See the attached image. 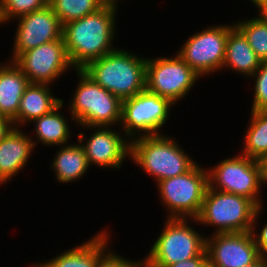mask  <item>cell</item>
Segmentation results:
<instances>
[{
  "label": "cell",
  "mask_w": 267,
  "mask_h": 267,
  "mask_svg": "<svg viewBox=\"0 0 267 267\" xmlns=\"http://www.w3.org/2000/svg\"><path fill=\"white\" fill-rule=\"evenodd\" d=\"M117 8L103 6L79 20L63 25L62 37L71 65L83 69L89 62L115 50Z\"/></svg>",
  "instance_id": "cell-1"
},
{
  "label": "cell",
  "mask_w": 267,
  "mask_h": 267,
  "mask_svg": "<svg viewBox=\"0 0 267 267\" xmlns=\"http://www.w3.org/2000/svg\"><path fill=\"white\" fill-rule=\"evenodd\" d=\"M146 60L142 55L117 47L81 70L123 101L146 88Z\"/></svg>",
  "instance_id": "cell-2"
},
{
  "label": "cell",
  "mask_w": 267,
  "mask_h": 267,
  "mask_svg": "<svg viewBox=\"0 0 267 267\" xmlns=\"http://www.w3.org/2000/svg\"><path fill=\"white\" fill-rule=\"evenodd\" d=\"M181 147L165 134L141 136L131 140L130 159L157 183L181 175L197 163Z\"/></svg>",
  "instance_id": "cell-3"
},
{
  "label": "cell",
  "mask_w": 267,
  "mask_h": 267,
  "mask_svg": "<svg viewBox=\"0 0 267 267\" xmlns=\"http://www.w3.org/2000/svg\"><path fill=\"white\" fill-rule=\"evenodd\" d=\"M74 71L79 79L73 98L67 106L71 114L70 120L76 123V126H120L122 101L96 84L82 70Z\"/></svg>",
  "instance_id": "cell-4"
},
{
  "label": "cell",
  "mask_w": 267,
  "mask_h": 267,
  "mask_svg": "<svg viewBox=\"0 0 267 267\" xmlns=\"http://www.w3.org/2000/svg\"><path fill=\"white\" fill-rule=\"evenodd\" d=\"M259 207L247 197L217 191L208 186L200 214L188 219L196 224L215 227L212 233L250 232Z\"/></svg>",
  "instance_id": "cell-5"
},
{
  "label": "cell",
  "mask_w": 267,
  "mask_h": 267,
  "mask_svg": "<svg viewBox=\"0 0 267 267\" xmlns=\"http://www.w3.org/2000/svg\"><path fill=\"white\" fill-rule=\"evenodd\" d=\"M188 219L167 218L143 259L144 267H166L198 256L206 248V236Z\"/></svg>",
  "instance_id": "cell-6"
},
{
  "label": "cell",
  "mask_w": 267,
  "mask_h": 267,
  "mask_svg": "<svg viewBox=\"0 0 267 267\" xmlns=\"http://www.w3.org/2000/svg\"><path fill=\"white\" fill-rule=\"evenodd\" d=\"M156 185L167 218L196 219L209 186L207 168L197 162L189 171Z\"/></svg>",
  "instance_id": "cell-7"
},
{
  "label": "cell",
  "mask_w": 267,
  "mask_h": 267,
  "mask_svg": "<svg viewBox=\"0 0 267 267\" xmlns=\"http://www.w3.org/2000/svg\"><path fill=\"white\" fill-rule=\"evenodd\" d=\"M175 105L146 88L122 101L121 122L119 129L130 139L141 136L163 135L162 127L169 117L170 109Z\"/></svg>",
  "instance_id": "cell-8"
},
{
  "label": "cell",
  "mask_w": 267,
  "mask_h": 267,
  "mask_svg": "<svg viewBox=\"0 0 267 267\" xmlns=\"http://www.w3.org/2000/svg\"><path fill=\"white\" fill-rule=\"evenodd\" d=\"M207 172L210 188L247 197L263 208L260 194L264 183L258 160L238 154L207 168Z\"/></svg>",
  "instance_id": "cell-9"
},
{
  "label": "cell",
  "mask_w": 267,
  "mask_h": 267,
  "mask_svg": "<svg viewBox=\"0 0 267 267\" xmlns=\"http://www.w3.org/2000/svg\"><path fill=\"white\" fill-rule=\"evenodd\" d=\"M200 78L177 53L174 57H147L146 89L174 105L192 91Z\"/></svg>",
  "instance_id": "cell-10"
},
{
  "label": "cell",
  "mask_w": 267,
  "mask_h": 267,
  "mask_svg": "<svg viewBox=\"0 0 267 267\" xmlns=\"http://www.w3.org/2000/svg\"><path fill=\"white\" fill-rule=\"evenodd\" d=\"M213 25L190 35L177 54L200 77L212 75L223 69L228 34L234 26Z\"/></svg>",
  "instance_id": "cell-11"
},
{
  "label": "cell",
  "mask_w": 267,
  "mask_h": 267,
  "mask_svg": "<svg viewBox=\"0 0 267 267\" xmlns=\"http://www.w3.org/2000/svg\"><path fill=\"white\" fill-rule=\"evenodd\" d=\"M13 62L30 83L52 85L69 69L75 70L63 37L21 53Z\"/></svg>",
  "instance_id": "cell-12"
},
{
  "label": "cell",
  "mask_w": 267,
  "mask_h": 267,
  "mask_svg": "<svg viewBox=\"0 0 267 267\" xmlns=\"http://www.w3.org/2000/svg\"><path fill=\"white\" fill-rule=\"evenodd\" d=\"M85 130L90 129L91 135L79 132L78 142L84 148L89 166L97 165L101 168L121 169L125 159L130 158L131 140L120 129L114 127H88L80 126ZM116 130V131H115ZM123 134V135H122Z\"/></svg>",
  "instance_id": "cell-13"
},
{
  "label": "cell",
  "mask_w": 267,
  "mask_h": 267,
  "mask_svg": "<svg viewBox=\"0 0 267 267\" xmlns=\"http://www.w3.org/2000/svg\"><path fill=\"white\" fill-rule=\"evenodd\" d=\"M209 235L206 236L209 267H247L260 258L251 231Z\"/></svg>",
  "instance_id": "cell-14"
},
{
  "label": "cell",
  "mask_w": 267,
  "mask_h": 267,
  "mask_svg": "<svg viewBox=\"0 0 267 267\" xmlns=\"http://www.w3.org/2000/svg\"><path fill=\"white\" fill-rule=\"evenodd\" d=\"M16 31L10 58L13 62L21 53L62 38L63 26L50 5L16 19Z\"/></svg>",
  "instance_id": "cell-15"
},
{
  "label": "cell",
  "mask_w": 267,
  "mask_h": 267,
  "mask_svg": "<svg viewBox=\"0 0 267 267\" xmlns=\"http://www.w3.org/2000/svg\"><path fill=\"white\" fill-rule=\"evenodd\" d=\"M13 127L0 142V186L8 183L27 166L34 151L33 135Z\"/></svg>",
  "instance_id": "cell-16"
},
{
  "label": "cell",
  "mask_w": 267,
  "mask_h": 267,
  "mask_svg": "<svg viewBox=\"0 0 267 267\" xmlns=\"http://www.w3.org/2000/svg\"><path fill=\"white\" fill-rule=\"evenodd\" d=\"M108 229H101L88 241H84L74 248L57 254L44 263H33L31 267H95L98 260L110 249L111 240ZM39 263V264H38Z\"/></svg>",
  "instance_id": "cell-17"
},
{
  "label": "cell",
  "mask_w": 267,
  "mask_h": 267,
  "mask_svg": "<svg viewBox=\"0 0 267 267\" xmlns=\"http://www.w3.org/2000/svg\"><path fill=\"white\" fill-rule=\"evenodd\" d=\"M51 85L30 83L21 97L20 106L14 127L23 128L35 119L50 113L56 108L62 99L55 97ZM25 124V125H24Z\"/></svg>",
  "instance_id": "cell-18"
},
{
  "label": "cell",
  "mask_w": 267,
  "mask_h": 267,
  "mask_svg": "<svg viewBox=\"0 0 267 267\" xmlns=\"http://www.w3.org/2000/svg\"><path fill=\"white\" fill-rule=\"evenodd\" d=\"M254 50L249 46L246 37L234 25L228 34L223 69L228 68L232 72L249 78L255 73L261 64Z\"/></svg>",
  "instance_id": "cell-19"
},
{
  "label": "cell",
  "mask_w": 267,
  "mask_h": 267,
  "mask_svg": "<svg viewBox=\"0 0 267 267\" xmlns=\"http://www.w3.org/2000/svg\"><path fill=\"white\" fill-rule=\"evenodd\" d=\"M64 100L54 108L50 113L45 114L33 122V133L36 136L32 141L34 146L39 143L51 148L70 144V138H72V131L69 126V119H66L64 114L60 110L64 107ZM69 124V125H68ZM38 141V142H37Z\"/></svg>",
  "instance_id": "cell-20"
},
{
  "label": "cell",
  "mask_w": 267,
  "mask_h": 267,
  "mask_svg": "<svg viewBox=\"0 0 267 267\" xmlns=\"http://www.w3.org/2000/svg\"><path fill=\"white\" fill-rule=\"evenodd\" d=\"M50 165L58 183H72L80 180L90 166L84 148L77 141L60 146Z\"/></svg>",
  "instance_id": "cell-21"
},
{
  "label": "cell",
  "mask_w": 267,
  "mask_h": 267,
  "mask_svg": "<svg viewBox=\"0 0 267 267\" xmlns=\"http://www.w3.org/2000/svg\"><path fill=\"white\" fill-rule=\"evenodd\" d=\"M30 84L23 72L11 62L0 75V115L14 122L21 97Z\"/></svg>",
  "instance_id": "cell-22"
},
{
  "label": "cell",
  "mask_w": 267,
  "mask_h": 267,
  "mask_svg": "<svg viewBox=\"0 0 267 267\" xmlns=\"http://www.w3.org/2000/svg\"><path fill=\"white\" fill-rule=\"evenodd\" d=\"M240 154L259 160L267 153V111L251 110Z\"/></svg>",
  "instance_id": "cell-23"
},
{
  "label": "cell",
  "mask_w": 267,
  "mask_h": 267,
  "mask_svg": "<svg viewBox=\"0 0 267 267\" xmlns=\"http://www.w3.org/2000/svg\"><path fill=\"white\" fill-rule=\"evenodd\" d=\"M49 5L62 26L103 7L101 0H49Z\"/></svg>",
  "instance_id": "cell-24"
},
{
  "label": "cell",
  "mask_w": 267,
  "mask_h": 267,
  "mask_svg": "<svg viewBox=\"0 0 267 267\" xmlns=\"http://www.w3.org/2000/svg\"><path fill=\"white\" fill-rule=\"evenodd\" d=\"M234 25L246 37L256 56L262 62L267 61V23L254 16L250 19L234 21Z\"/></svg>",
  "instance_id": "cell-25"
},
{
  "label": "cell",
  "mask_w": 267,
  "mask_h": 267,
  "mask_svg": "<svg viewBox=\"0 0 267 267\" xmlns=\"http://www.w3.org/2000/svg\"><path fill=\"white\" fill-rule=\"evenodd\" d=\"M49 0H0V16L3 24L42 9Z\"/></svg>",
  "instance_id": "cell-26"
},
{
  "label": "cell",
  "mask_w": 267,
  "mask_h": 267,
  "mask_svg": "<svg viewBox=\"0 0 267 267\" xmlns=\"http://www.w3.org/2000/svg\"><path fill=\"white\" fill-rule=\"evenodd\" d=\"M250 78L254 83L251 110L267 111V61L261 62Z\"/></svg>",
  "instance_id": "cell-27"
},
{
  "label": "cell",
  "mask_w": 267,
  "mask_h": 267,
  "mask_svg": "<svg viewBox=\"0 0 267 267\" xmlns=\"http://www.w3.org/2000/svg\"><path fill=\"white\" fill-rule=\"evenodd\" d=\"M95 267H144L143 260H131L109 249L97 262Z\"/></svg>",
  "instance_id": "cell-28"
},
{
  "label": "cell",
  "mask_w": 267,
  "mask_h": 267,
  "mask_svg": "<svg viewBox=\"0 0 267 267\" xmlns=\"http://www.w3.org/2000/svg\"><path fill=\"white\" fill-rule=\"evenodd\" d=\"M262 209L263 208H259L254 215L251 232L254 237L260 257L267 258V223H265L263 227L259 228L260 232L257 233L256 230V228L258 229L257 220H259L260 215H262L261 213L264 212Z\"/></svg>",
  "instance_id": "cell-29"
},
{
  "label": "cell",
  "mask_w": 267,
  "mask_h": 267,
  "mask_svg": "<svg viewBox=\"0 0 267 267\" xmlns=\"http://www.w3.org/2000/svg\"><path fill=\"white\" fill-rule=\"evenodd\" d=\"M166 267H209L206 248L196 257L177 263H172Z\"/></svg>",
  "instance_id": "cell-30"
},
{
  "label": "cell",
  "mask_w": 267,
  "mask_h": 267,
  "mask_svg": "<svg viewBox=\"0 0 267 267\" xmlns=\"http://www.w3.org/2000/svg\"><path fill=\"white\" fill-rule=\"evenodd\" d=\"M14 127L13 122L0 115V142L5 138V136L11 131Z\"/></svg>",
  "instance_id": "cell-31"
},
{
  "label": "cell",
  "mask_w": 267,
  "mask_h": 267,
  "mask_svg": "<svg viewBox=\"0 0 267 267\" xmlns=\"http://www.w3.org/2000/svg\"><path fill=\"white\" fill-rule=\"evenodd\" d=\"M254 7L259 10L257 17L263 22L267 23V0L258 1Z\"/></svg>",
  "instance_id": "cell-32"
},
{
  "label": "cell",
  "mask_w": 267,
  "mask_h": 267,
  "mask_svg": "<svg viewBox=\"0 0 267 267\" xmlns=\"http://www.w3.org/2000/svg\"><path fill=\"white\" fill-rule=\"evenodd\" d=\"M260 166H261V175L263 183L267 184V153L261 157L259 160Z\"/></svg>",
  "instance_id": "cell-33"
},
{
  "label": "cell",
  "mask_w": 267,
  "mask_h": 267,
  "mask_svg": "<svg viewBox=\"0 0 267 267\" xmlns=\"http://www.w3.org/2000/svg\"><path fill=\"white\" fill-rule=\"evenodd\" d=\"M102 1V4L103 6H108V7H113V8H119L118 4L120 3V1H123V0H101Z\"/></svg>",
  "instance_id": "cell-34"
},
{
  "label": "cell",
  "mask_w": 267,
  "mask_h": 267,
  "mask_svg": "<svg viewBox=\"0 0 267 267\" xmlns=\"http://www.w3.org/2000/svg\"><path fill=\"white\" fill-rule=\"evenodd\" d=\"M247 267H267V258L260 257L254 264Z\"/></svg>",
  "instance_id": "cell-35"
},
{
  "label": "cell",
  "mask_w": 267,
  "mask_h": 267,
  "mask_svg": "<svg viewBox=\"0 0 267 267\" xmlns=\"http://www.w3.org/2000/svg\"><path fill=\"white\" fill-rule=\"evenodd\" d=\"M12 61L9 59L5 64L0 62V75L2 71L11 63Z\"/></svg>",
  "instance_id": "cell-36"
},
{
  "label": "cell",
  "mask_w": 267,
  "mask_h": 267,
  "mask_svg": "<svg viewBox=\"0 0 267 267\" xmlns=\"http://www.w3.org/2000/svg\"><path fill=\"white\" fill-rule=\"evenodd\" d=\"M258 1L260 0H250V2L253 3V5H255Z\"/></svg>",
  "instance_id": "cell-37"
},
{
  "label": "cell",
  "mask_w": 267,
  "mask_h": 267,
  "mask_svg": "<svg viewBox=\"0 0 267 267\" xmlns=\"http://www.w3.org/2000/svg\"><path fill=\"white\" fill-rule=\"evenodd\" d=\"M1 24L3 25L2 20H1V16H0V26H1Z\"/></svg>",
  "instance_id": "cell-38"
}]
</instances>
